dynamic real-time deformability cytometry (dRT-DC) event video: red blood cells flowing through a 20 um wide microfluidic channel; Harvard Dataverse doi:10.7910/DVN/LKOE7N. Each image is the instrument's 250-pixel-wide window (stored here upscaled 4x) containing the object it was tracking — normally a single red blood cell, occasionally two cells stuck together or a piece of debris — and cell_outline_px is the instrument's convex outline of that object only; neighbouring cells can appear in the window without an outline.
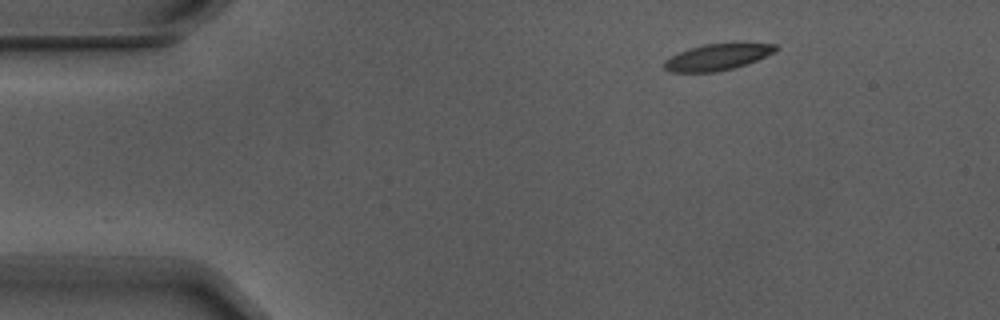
{"species": "Egyptian fruit bat (a non-hibernating species)", "species_latin": "Rousettus aegyptiacus", "temperature_condition": "warm", "stored_images_in_passage": 3, "camera_frame_rate_fps": 3000, "um_per_image_px": 0.085, "animal": {"sex": "male"}, "frame": {"image": 1, "passage_image": 1, "time_ms": 0.0, "image_size_px": [1000, 320], "cell_outline_px": [[780, 48], [776, 52], [756, 60], [732, 68], [716, 72], [668, 72], [664, 68], [664, 60], [688, 48], [704, 44], [776, 44]], "centroid_in_image_um": [60.95, 4.86], "position_along_channel_um": 24.1, "area_um2": 16.82}}